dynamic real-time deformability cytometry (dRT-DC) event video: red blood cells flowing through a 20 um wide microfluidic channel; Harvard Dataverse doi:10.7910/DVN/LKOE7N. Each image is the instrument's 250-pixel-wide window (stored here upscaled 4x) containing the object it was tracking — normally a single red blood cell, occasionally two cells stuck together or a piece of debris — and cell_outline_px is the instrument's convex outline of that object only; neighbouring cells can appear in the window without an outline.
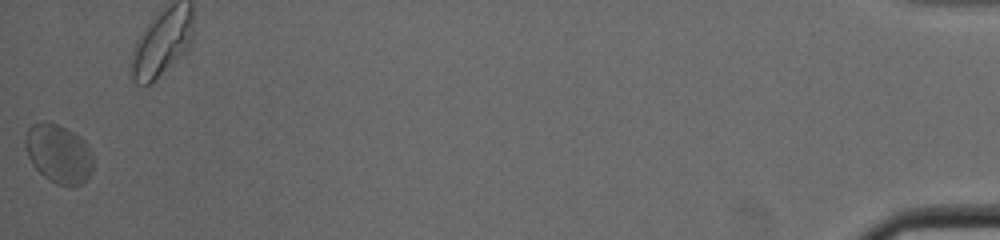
{"species": "common noctule bat (a hibernating species)", "species_latin": "Nyctalus noctula", "temperature_condition": "cold", "stored_images_in_passage": 31, "camera_frame_rate_fps": 3000, "um_per_image_px": 0.085, "animal": {"sex": "male", "body_mass_g": 19.0, "forearm_length_mm": 50.8}, "frame": {"image": 1, "passage_image": 31, "time_ms": 10.0, "image_size_px": [1000, 240], "cell_outline_px": [[92, 172], [88, 180], [80, 184], [56, 184], [44, 176], [32, 164], [28, 156], [24, 144], [24, 136], [28, 128], [32, 124], [40, 120], [44, 120], [56, 124], [80, 136], [88, 144], [92, 152]], "centroid_in_image_um": [4.97, 13.03], "position_along_channel_um": 430.2, "area_um2": 23.35}}